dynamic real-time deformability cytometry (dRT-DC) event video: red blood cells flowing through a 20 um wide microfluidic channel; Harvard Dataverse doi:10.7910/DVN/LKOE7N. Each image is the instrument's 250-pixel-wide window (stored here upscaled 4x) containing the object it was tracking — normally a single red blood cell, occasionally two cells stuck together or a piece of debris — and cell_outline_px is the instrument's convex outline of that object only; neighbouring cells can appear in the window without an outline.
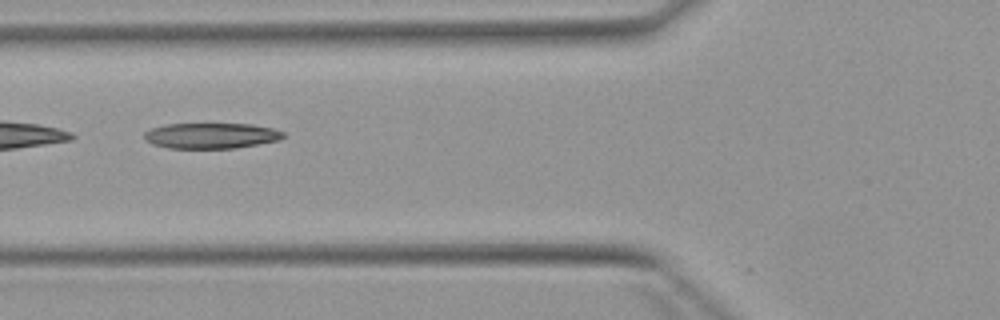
{"species": "Egyptian fruit bat (a non-hibernating species)", "species_latin": "Rousettus aegyptiacus", "temperature_condition": "warm", "stored_images_in_passage": 2, "camera_frame_rate_fps": 3000, "um_per_image_px": 0.085, "animal": {"sex": "female"}, "frame": {"image": 1, "passage_image": 2, "time_ms": 1.0, "image_size_px": [1000, 320], "cell_outline_px": [[284, 136], [280, 140], [236, 148], [168, 148], [152, 144], [144, 140], [144, 132], [152, 128], [164, 124], [252, 124], [272, 128], [284, 132]], "centroid_in_image_um": [17.93, 11.53], "position_along_channel_um": 107.9, "area_um2": 20.81}}